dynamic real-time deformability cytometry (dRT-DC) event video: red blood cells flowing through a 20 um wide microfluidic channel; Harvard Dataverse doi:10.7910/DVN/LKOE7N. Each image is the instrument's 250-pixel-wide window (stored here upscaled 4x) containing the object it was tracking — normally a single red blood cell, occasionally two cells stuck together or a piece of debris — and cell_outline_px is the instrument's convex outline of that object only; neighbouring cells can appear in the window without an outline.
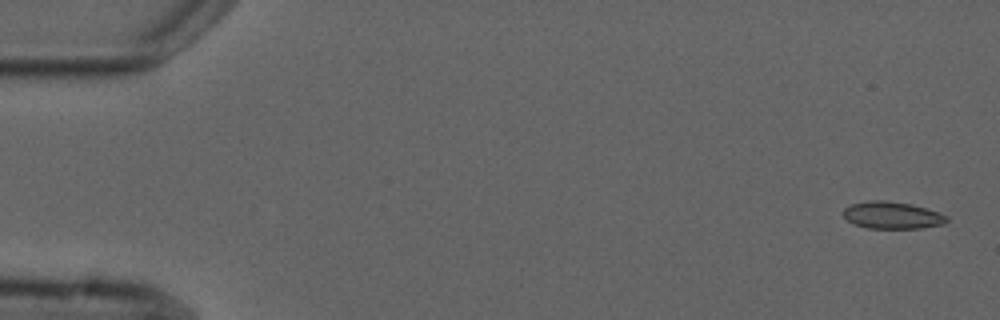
{"species": "common noctule bat (a hibernating species)", "species_latin": "Nyctalus noctula", "temperature_condition": "cold", "stored_images_in_passage": 4, "camera_frame_rate_fps": 3000, "um_per_image_px": 0.085, "animal": {"sex": "male", "forearm_length_mm": 52.5}, "frame": {"image": 1, "passage_image": 1, "time_ms": 0.0, "image_size_px": [1000, 320], "cell_outline_px": [[948, 220], [944, 224], [920, 228], [868, 228], [856, 224], [848, 220], [844, 216], [844, 208], [852, 204], [872, 200], [884, 200], [912, 204], [948, 216]], "centroid_in_image_um": [75.85, 18.29], "position_along_channel_um": 9.2, "area_um2": 16.07}}